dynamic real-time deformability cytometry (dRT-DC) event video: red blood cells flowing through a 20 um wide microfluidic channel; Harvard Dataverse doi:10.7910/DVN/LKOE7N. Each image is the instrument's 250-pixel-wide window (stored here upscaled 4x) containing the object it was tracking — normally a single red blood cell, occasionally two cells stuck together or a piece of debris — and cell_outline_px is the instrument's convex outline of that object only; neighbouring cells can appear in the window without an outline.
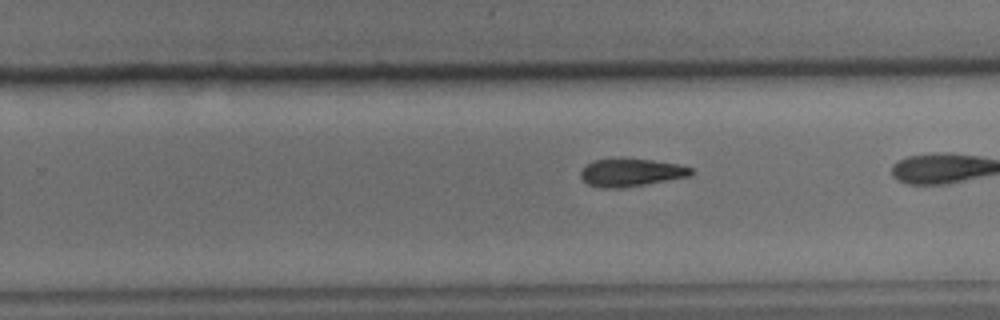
{"species": "common noctule bat (a hibernating species)", "species_latin": "Nyctalus noctula", "temperature_condition": "cold", "stored_images_in_passage": 31, "camera_frame_rate_fps": 3000, "um_per_image_px": 0.085, "animal": {"sex": "male", "body_mass_g": 15.6}, "frame": {"image": 1, "passage_image": 28, "time_ms": 9.0, "image_size_px": [1000, 320], "cell_outline_px": [[696, 172], [692, 176], [620, 188], [600, 188], [588, 184], [580, 176], [580, 172], [592, 160], [652, 160], [680, 164], [692, 168]], "centroid_in_image_um": [53.7, 14.68], "position_along_channel_um": 276.1, "area_um2": 17.57}}